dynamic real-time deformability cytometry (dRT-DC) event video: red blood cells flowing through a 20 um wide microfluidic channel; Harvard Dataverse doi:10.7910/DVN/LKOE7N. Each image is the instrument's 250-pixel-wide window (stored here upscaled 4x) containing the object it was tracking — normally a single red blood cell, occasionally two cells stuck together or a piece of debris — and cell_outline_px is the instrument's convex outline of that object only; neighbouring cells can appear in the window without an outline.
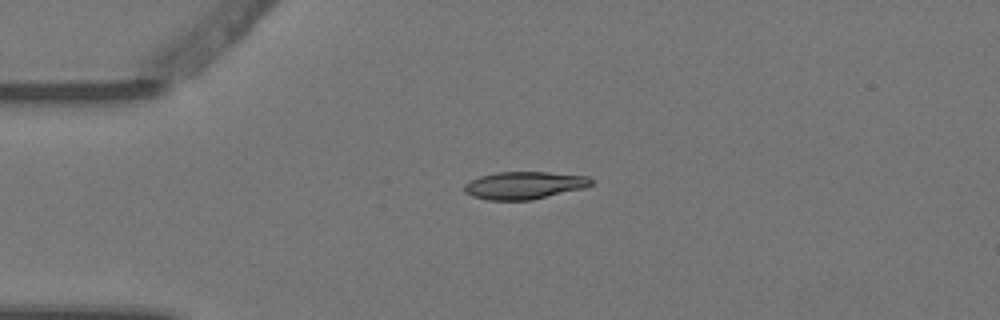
{"species": "Egyptian fruit bat (a non-hibernating species)", "species_latin": "Rousettus aegyptiacus", "temperature_condition": "warm", "stored_images_in_passage": 2, "camera_frame_rate_fps": 3000, "um_per_image_px": 0.085, "animal": {"sex": "female"}, "frame": {"image": 1, "passage_image": 1, "time_ms": 0.0, "image_size_px": [1000, 320], "cell_outline_px": [[592, 184], [584, 188], [532, 200], [488, 200], [472, 196], [464, 192], [464, 184], [480, 176], [496, 172], [548, 172], [588, 176], [592, 180]], "centroid_in_image_um": [44.55, 15.75], "position_along_channel_um": 40.4, "area_um2": 20.35}}